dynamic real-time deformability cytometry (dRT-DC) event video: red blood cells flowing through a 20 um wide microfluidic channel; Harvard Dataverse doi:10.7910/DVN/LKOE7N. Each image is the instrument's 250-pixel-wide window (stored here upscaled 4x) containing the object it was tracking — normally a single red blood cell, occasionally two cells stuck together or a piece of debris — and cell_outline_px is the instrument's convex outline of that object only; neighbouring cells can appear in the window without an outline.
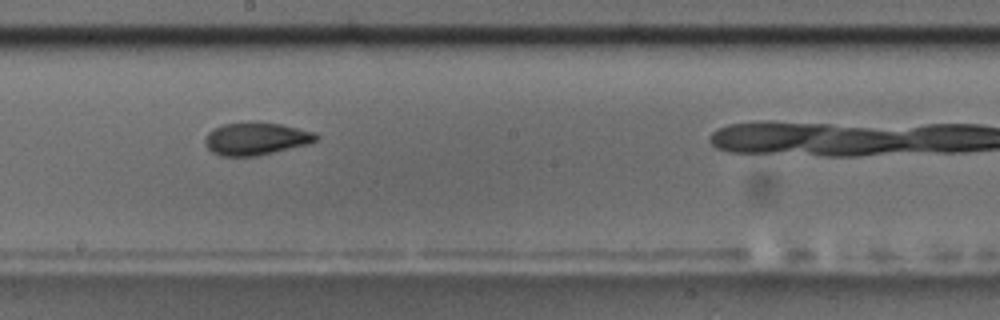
{"species": "common noctule bat (a hibernating species)", "species_latin": "Nyctalus noctula", "temperature_condition": "room temperature", "stored_images_in_passage": 7, "camera_frame_rate_fps": 3000, "um_per_image_px": 0.085, "animal": {"sex": "male", "body_mass_g": 17.5, "forearm_length_mm": 52.3}, "frame": {"image": 1, "passage_image": 5, "time_ms": 4.667, "image_size_px": [1000, 320], "cell_outline_px": [[320, 136], [316, 140], [308, 144], [256, 156], [220, 156], [212, 152], [204, 144], [204, 140], [208, 132], [212, 128], [224, 124], [280, 124], [312, 132]], "centroid_in_image_um": [21.71, 11.82], "position_along_channel_um": 226.5, "area_um2": 20.46}}
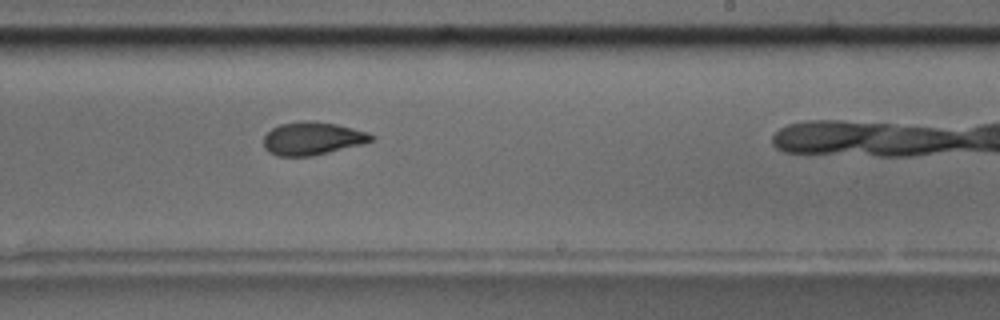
{"frame": {"image": 2, "passage_image": 6, "time_ms": 5.667, "image_size_px": [1000, 320], "cell_outline_px": [[376, 136], [372, 140], [364, 144], [312, 156], [276, 156], [268, 152], [264, 148], [264, 136], [272, 128], [280, 124], [304, 120], [312, 120], [336, 124], [368, 132]], "centroid_in_image_um": [26.55, 11.77], "position_along_channel_um": 262.4, "area_um2": 20.87}}